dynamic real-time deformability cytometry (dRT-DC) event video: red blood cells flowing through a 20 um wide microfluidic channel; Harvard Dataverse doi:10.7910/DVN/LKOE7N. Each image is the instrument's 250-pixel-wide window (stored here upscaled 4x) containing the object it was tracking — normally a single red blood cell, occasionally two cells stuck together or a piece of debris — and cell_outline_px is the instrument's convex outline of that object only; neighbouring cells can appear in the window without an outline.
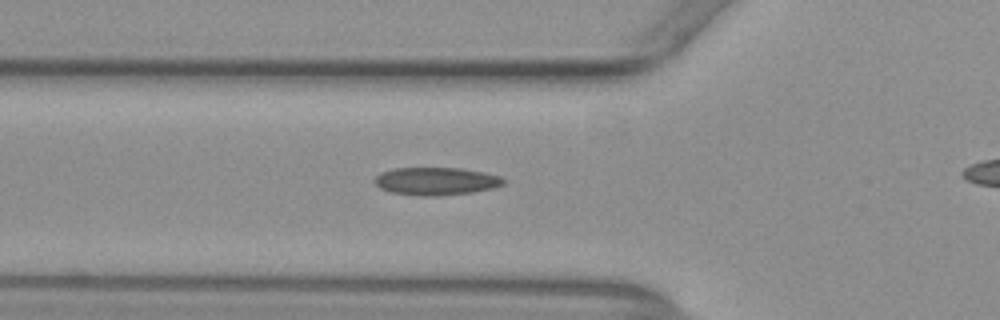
{"species": "common noctule bat (a hibernating species)", "species_latin": "Nyctalus noctula", "temperature_condition": "warm", "stored_images_in_passage": 29, "camera_frame_rate_fps": 3000, "um_per_image_px": 0.085, "animal": {"sex": "female", "body_mass_g": 29.2, "forearm_length_mm": 56.3}, "frame": {"image": 1, "passage_image": 2, "time_ms": 0.333, "image_size_px": [1000, 320], "cell_outline_px": [[504, 184], [492, 188], [472, 192], [436, 196], [420, 196], [392, 192], [380, 188], [372, 180], [380, 172], [392, 168], [460, 168], [484, 172], [500, 176], [504, 180]], "centroid_in_image_um": [37.03, 15.39], "position_along_channel_um": 88.8, "area_um2": 20.87}}
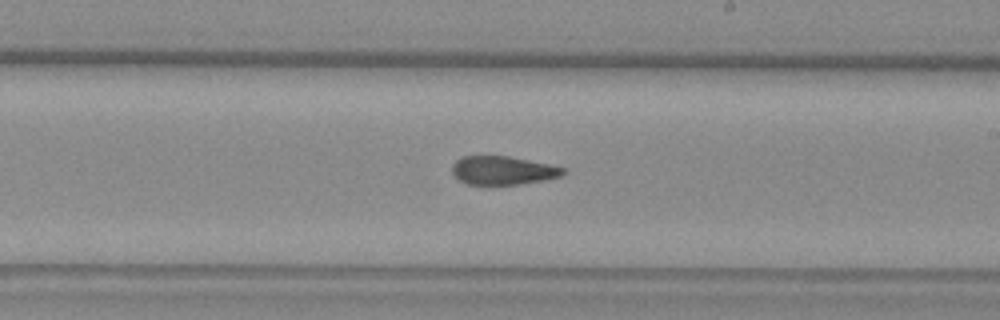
{"frame": {"image": 2, "passage_image": 14, "time_ms": 4.333, "image_size_px": [1000, 320], "cell_outline_px": [[568, 172], [564, 176], [544, 180], [520, 184], [468, 184], [460, 180], [452, 172], [452, 164], [456, 160], [464, 156], [508, 156], [552, 164], [568, 168]], "centroid_in_image_um": [42.84, 14.48], "position_along_channel_um": 246.2, "area_um2": 18.67}}
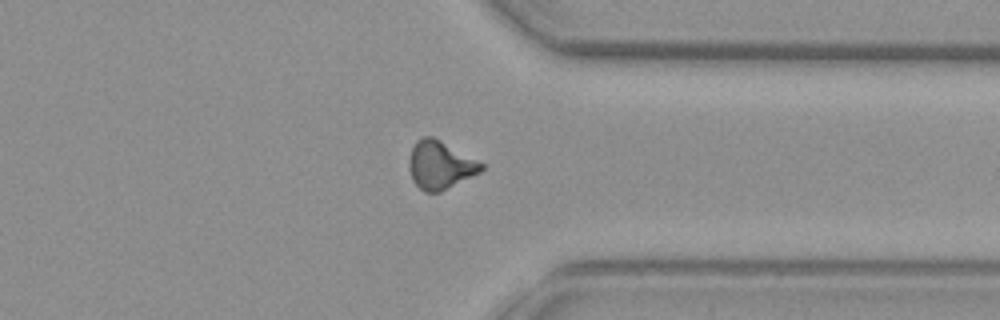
{"frame": {"image": 3, "passage_image": 24, "time_ms": 7.667, "image_size_px": [1000, 320], "cell_outline_px": [[484, 168], [480, 172], [440, 192], [424, 192], [412, 180], [408, 168], [408, 160], [412, 148], [416, 140], [424, 136], [432, 136], [440, 140], [484, 164]], "centroid_in_image_um": [37.37, 14.03], "position_along_channel_um": 374.0, "area_um2": 20.11}}